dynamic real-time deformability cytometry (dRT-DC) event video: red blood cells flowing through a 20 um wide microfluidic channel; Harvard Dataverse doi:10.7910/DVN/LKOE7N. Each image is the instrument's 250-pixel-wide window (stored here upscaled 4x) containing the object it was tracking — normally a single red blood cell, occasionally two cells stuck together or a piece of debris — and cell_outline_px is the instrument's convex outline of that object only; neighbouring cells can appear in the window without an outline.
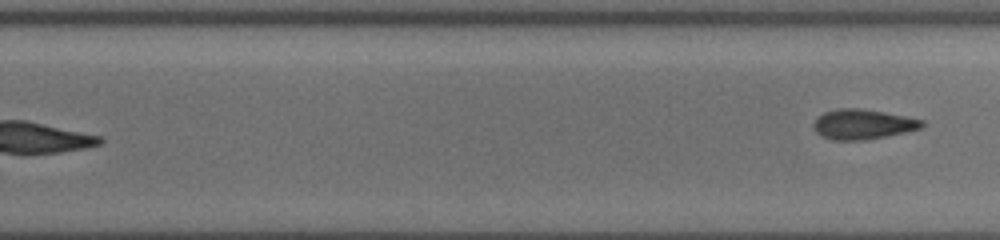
{"species": "common noctule bat (a hibernating species)", "species_latin": "Nyctalus noctula", "temperature_condition": "cold", "stored_images_in_passage": 17, "camera_frame_rate_fps": 3000, "um_per_image_px": 0.085, "animal": {"sex": "female", "body_mass_g": 19.5, "forearm_length_mm": 54.1}, "frame": {"image": 1, "passage_image": 17, "time_ms": 7.333, "image_size_px": [1000, 240], "cell_outline_px": [[924, 128], [868, 140], [832, 140], [820, 136], [812, 128], [812, 124], [816, 116], [824, 112], [840, 108], [860, 108], [884, 112], [924, 120]], "centroid_in_image_um": [73.3, 10.57], "position_along_channel_um": 256.5, "area_um2": 19.25}}